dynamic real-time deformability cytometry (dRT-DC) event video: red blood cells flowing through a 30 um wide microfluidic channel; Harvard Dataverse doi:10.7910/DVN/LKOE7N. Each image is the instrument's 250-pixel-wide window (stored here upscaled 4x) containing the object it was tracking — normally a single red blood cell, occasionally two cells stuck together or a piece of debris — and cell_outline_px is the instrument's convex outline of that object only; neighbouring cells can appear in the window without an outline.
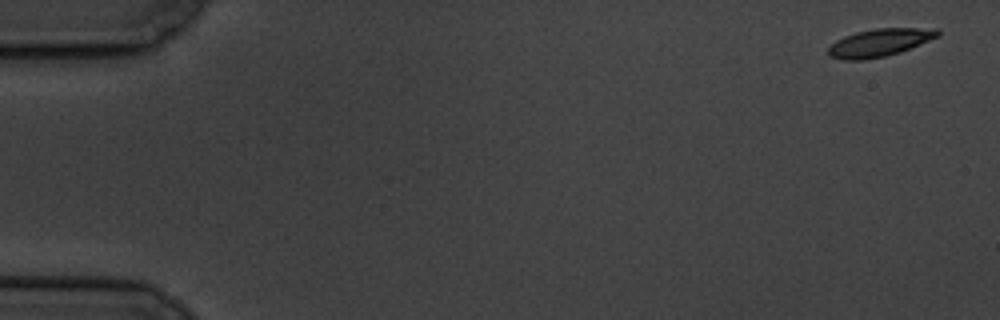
{"species": "common noctule bat (a hibernating species)", "species_latin": "Nyctalus noctula", "temperature_condition": "cold", "stored_images_in_passage": 6, "camera_frame_rate_fps": 3000, "um_per_image_px": 0.085, "animal": {"sex": "male", "body_mass_g": 19.5, "forearm_length_mm": 54.6}, "frame": {"image": 1, "passage_image": 1, "time_ms": 0.0, "image_size_px": [1000, 320], "cell_outline_px": [[940, 36], [900, 52], [884, 56], [864, 60], [844, 60], [828, 56], [828, 48], [836, 40], [844, 36], [856, 32], [876, 28], [936, 28], [940, 32]], "centroid_in_image_um": [74.76, 3.62], "position_along_channel_um": 10.2, "area_um2": 17.69}}
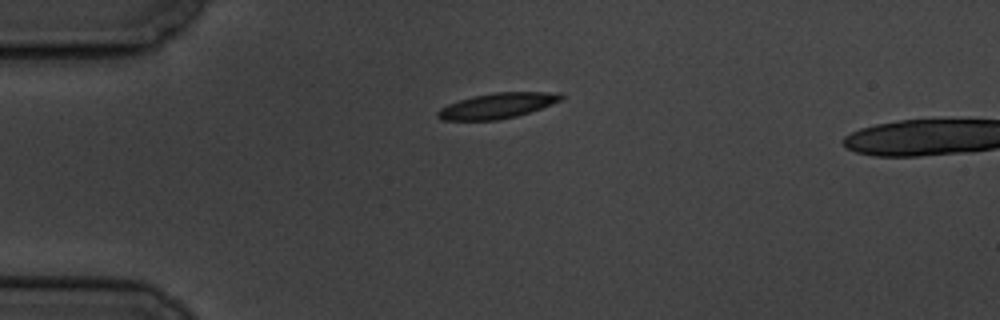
{"frame": {"image": 2, "passage_image": 5, "time_ms": 4.333, "image_size_px": [1000, 320], "cell_outline_px": [[564, 96], [560, 100], [552, 104], [516, 116], [496, 120], [440, 120], [436, 116], [436, 112], [440, 108], [448, 104], [472, 96], [496, 92], [560, 92]], "centroid_in_image_um": [42.24, 8.98], "position_along_channel_um": 42.8, "area_um2": 18.15}}